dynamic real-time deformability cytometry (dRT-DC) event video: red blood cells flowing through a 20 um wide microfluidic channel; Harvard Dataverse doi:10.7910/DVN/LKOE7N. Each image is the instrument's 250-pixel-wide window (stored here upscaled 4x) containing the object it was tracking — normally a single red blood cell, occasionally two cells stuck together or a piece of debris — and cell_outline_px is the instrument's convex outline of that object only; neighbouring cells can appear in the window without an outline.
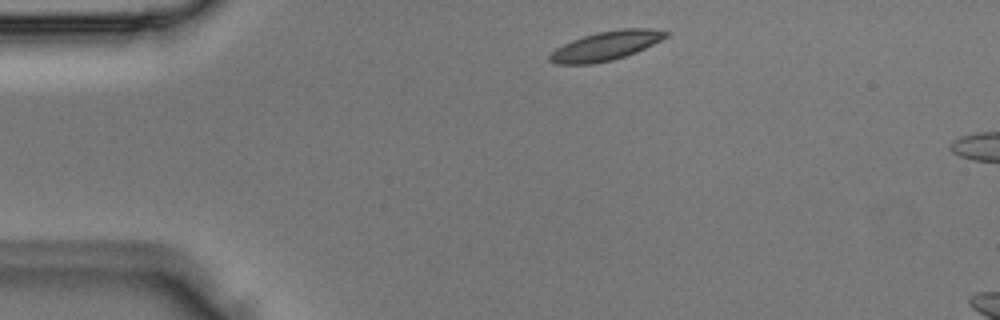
{"species": "Egyptian fruit bat (a non-hibernating species)", "species_latin": "Rousettus aegyptiacus", "temperature_condition": "room temperature", "stored_images_in_passage": 2, "camera_frame_rate_fps": 3000, "um_per_image_px": 0.085, "animal": {"sex": "male"}, "frame": {"image": 1, "passage_image": 1, "time_ms": 0.0, "image_size_px": [1000, 320], "cell_outline_px": [[668, 36], [636, 52], [612, 60], [592, 64], [556, 64], [548, 60], [548, 56], [556, 48], [572, 40], [596, 32], [620, 28], [648, 28], [668, 32]], "centroid_in_image_um": [51.47, 3.89], "position_along_channel_um": 33.5, "area_um2": 19.54}}